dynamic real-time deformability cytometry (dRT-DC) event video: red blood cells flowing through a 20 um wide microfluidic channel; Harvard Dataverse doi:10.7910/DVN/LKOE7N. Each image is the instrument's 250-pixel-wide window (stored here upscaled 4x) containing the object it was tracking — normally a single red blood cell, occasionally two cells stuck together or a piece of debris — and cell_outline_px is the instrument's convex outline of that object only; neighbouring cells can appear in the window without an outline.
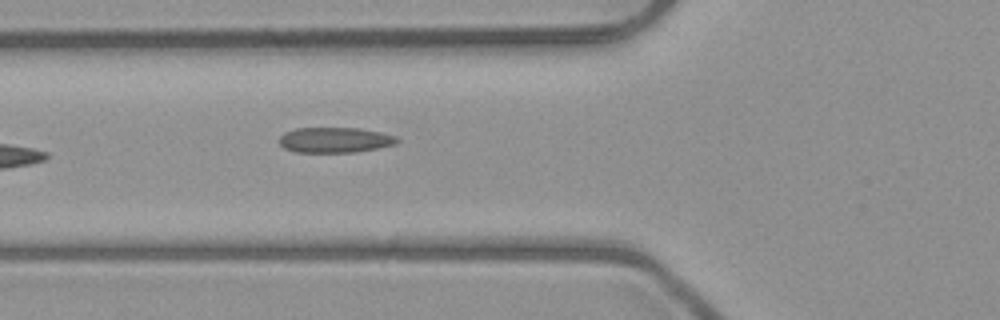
{"species": "common noctule bat (a hibernating species)", "species_latin": "Nyctalus noctula", "temperature_condition": "room temperature", "stored_images_in_passage": 7, "camera_frame_rate_fps": 3000, "um_per_image_px": 0.085, "animal": {"sex": "male", "body_mass_g": 23.1, "forearm_length_mm": 52.7}, "frame": {"image": 1, "passage_image": 7, "time_ms": 7.0, "image_size_px": [1000, 320], "cell_outline_px": [[400, 140], [392, 144], [376, 148], [356, 152], [296, 152], [284, 148], [280, 144], [280, 136], [284, 132], [296, 128], [360, 128], [380, 132], [396, 136]], "centroid_in_image_um": [28.44, 11.89], "position_along_channel_um": 97.4, "area_um2": 17.28}}